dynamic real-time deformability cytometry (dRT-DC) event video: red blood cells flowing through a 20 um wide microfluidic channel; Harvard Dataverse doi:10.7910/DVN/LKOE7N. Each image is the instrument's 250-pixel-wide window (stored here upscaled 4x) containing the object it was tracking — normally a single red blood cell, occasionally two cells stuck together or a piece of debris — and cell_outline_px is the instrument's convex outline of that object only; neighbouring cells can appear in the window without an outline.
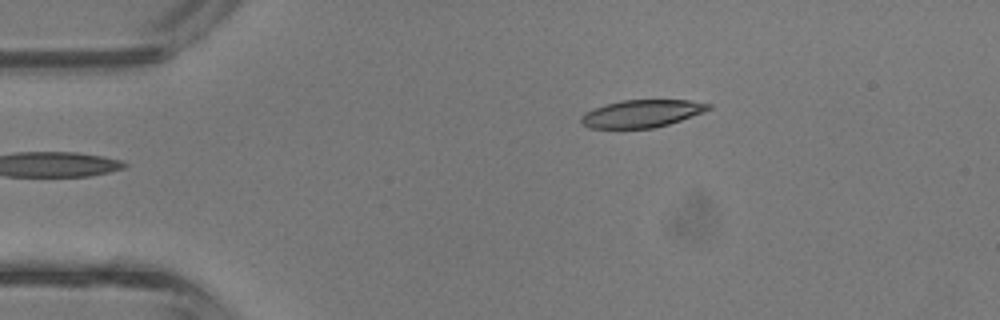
{"species": "common noctule bat (a hibernating species)", "species_latin": "Nyctalus noctula", "temperature_condition": "room temperature", "stored_images_in_passage": 2, "camera_frame_rate_fps": 3000, "um_per_image_px": 0.085, "animal": {"sex": "male", "body_mass_g": 13.3}, "frame": {"image": 1, "passage_image": 2, "time_ms": 0.333, "image_size_px": [1000, 320], "cell_outline_px": [[712, 108], [704, 112], [668, 124], [652, 128], [588, 128], [580, 120], [580, 116], [584, 112], [604, 104], [620, 100], [688, 100], [712, 104]], "centroid_in_image_um": [54.53, 9.64], "position_along_channel_um": 30.5, "area_um2": 20.46}}